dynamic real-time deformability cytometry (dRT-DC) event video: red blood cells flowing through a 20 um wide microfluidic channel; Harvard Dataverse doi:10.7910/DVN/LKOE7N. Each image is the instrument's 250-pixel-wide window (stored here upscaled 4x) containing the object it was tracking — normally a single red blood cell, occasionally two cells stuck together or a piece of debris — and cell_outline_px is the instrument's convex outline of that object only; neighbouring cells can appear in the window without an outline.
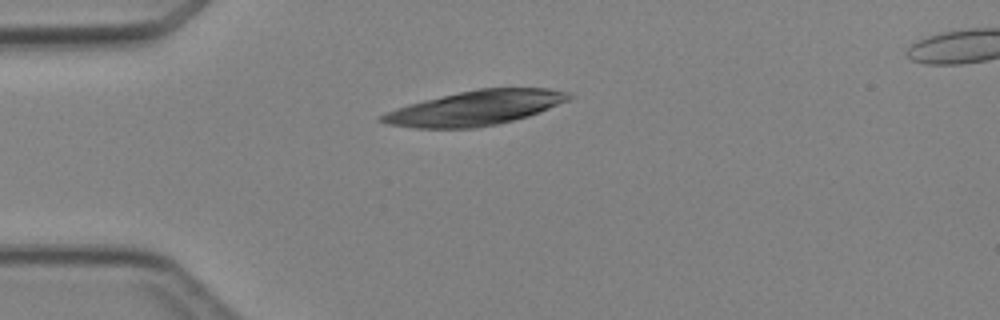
{"species": "Egyptian fruit bat (a non-hibernating species)", "species_latin": "Rousettus aegyptiacus", "temperature_condition": "cold", "stored_images_in_passage": 1, "camera_frame_rate_fps": 3000, "um_per_image_px": 0.085, "animal": {"sex": "female"}, "frame": {"image": 1, "passage_image": 1, "time_ms": 0.0, "image_size_px": [1000, 320], "cell_outline_px": [[576, 96], [568, 100], [540, 112], [528, 116], [496, 124], [476, 128], [416, 128], [384, 124], [376, 120], [376, 116], [384, 112], [408, 104], [424, 100], [476, 88], [548, 88], [568, 92]], "centroid_in_image_um": [40.34, 9.18], "position_along_channel_um": 44.7, "area_um2": 37.97}}